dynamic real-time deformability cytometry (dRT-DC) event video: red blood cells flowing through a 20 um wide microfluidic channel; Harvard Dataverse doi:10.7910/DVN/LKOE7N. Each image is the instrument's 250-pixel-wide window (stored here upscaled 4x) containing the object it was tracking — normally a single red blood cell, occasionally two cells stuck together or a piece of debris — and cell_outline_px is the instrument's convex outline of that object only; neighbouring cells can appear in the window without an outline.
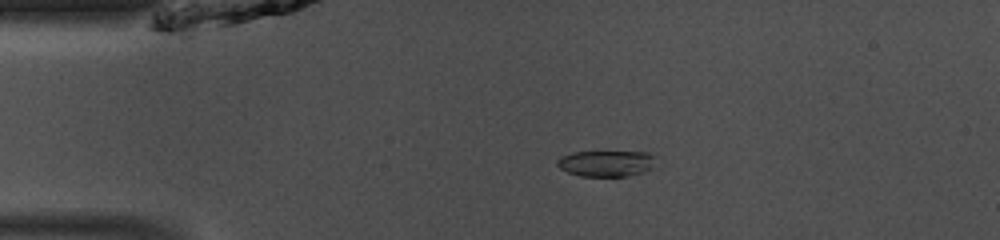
{"species": "common noctule bat (a hibernating species)", "species_latin": "Nyctalus noctula", "temperature_condition": "room temperature", "stored_images_in_passage": 39, "camera_frame_rate_fps": 3000, "um_per_image_px": 0.085, "animal": {"sex": "male", "body_mass_g": 13.0, "forearm_length_mm": 53.1}, "frame": {"image": 1, "passage_image": 1, "time_ms": 0.0, "image_size_px": [1000, 240], "cell_outline_px": [[660, 156], [652, 168], [644, 172], [628, 176], [580, 176], [568, 172], [560, 168], [556, 164], [556, 160], [560, 156], [572, 152], [648, 152]], "centroid_in_image_um": [51.59, 13.88], "position_along_channel_um": 33.4, "area_um2": 15.32}}
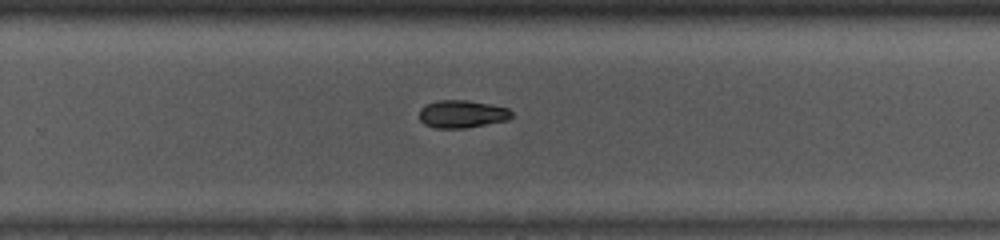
{"frame": {"image": 2, "passage_image": 22, "time_ms": 7.0, "image_size_px": [1000, 240], "cell_outline_px": [[512, 116], [508, 120], [464, 128], [436, 128], [424, 124], [420, 120], [420, 108], [436, 100], [468, 100], [508, 108], [512, 112]], "centroid_in_image_um": [39.26, 9.69], "position_along_channel_um": 290.5, "area_um2": 14.8}}
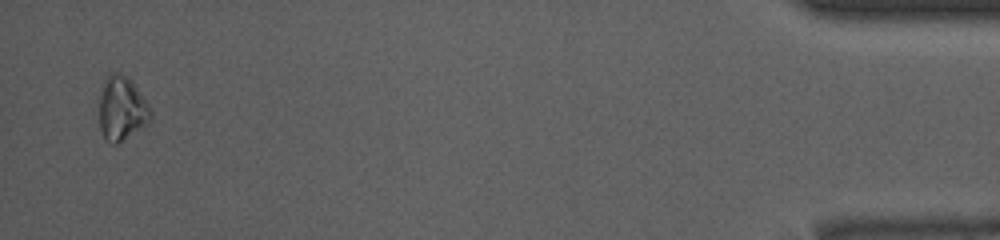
{"frame": {"image": 3, "passage_image": 38, "time_ms": 12.333, "image_size_px": [1000, 240], "cell_outline_px": [[152, 116], [148, 124], [116, 144], [112, 144], [104, 136], [100, 128], [100, 96], [104, 76], [112, 72], [120, 72], [128, 76], [132, 80], [148, 104], [152, 112]], "centroid_in_image_um": [10.36, 9.17], "position_along_channel_um": 424.8, "area_um2": 19.31}, "authors_computed_cell_mechanics": {"area_um2": 15.6638, "velocity_mm_per_s": 4.1215, "shape_relaxation_time_tau1_ms": 2.6083, "shape_relaxation_time_tau2_ms": null, "deformation_change_tau1": 0.0797, "deformation_change_tau2": null}}